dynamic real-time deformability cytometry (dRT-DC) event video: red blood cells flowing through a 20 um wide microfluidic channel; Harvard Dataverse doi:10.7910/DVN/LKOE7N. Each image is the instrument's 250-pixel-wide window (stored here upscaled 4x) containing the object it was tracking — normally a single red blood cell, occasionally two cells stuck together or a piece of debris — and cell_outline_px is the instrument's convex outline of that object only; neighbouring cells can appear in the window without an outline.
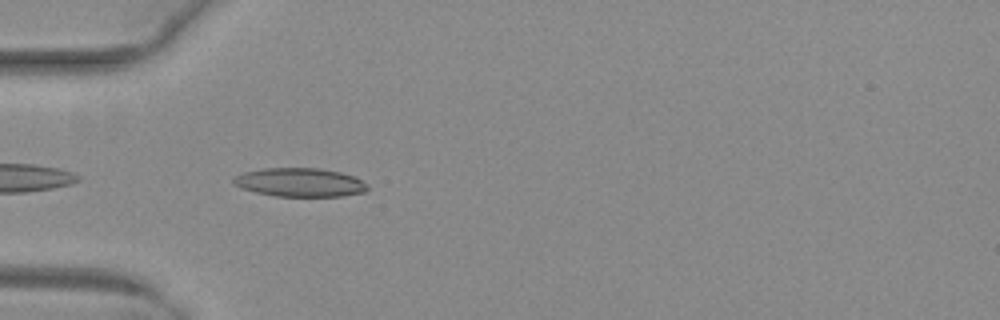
{"species": "common noctule bat (a hibernating species)", "species_latin": "Nyctalus noctula", "temperature_condition": "warm", "stored_images_in_passage": 8, "camera_frame_rate_fps": 3000, "um_per_image_px": 0.085, "animal": {"sex": "female", "body_mass_g": 29.2, "forearm_length_mm": 56.3}, "frame": {"image": 1, "passage_image": 2, "time_ms": 0.333, "image_size_px": [1000, 320], "cell_outline_px": [[368, 188], [364, 192], [344, 196], [276, 196], [256, 192], [232, 184], [232, 176], [244, 172], [264, 168], [320, 168], [340, 172], [356, 176], [368, 184]], "centroid_in_image_um": [25.5, 15.49], "position_along_channel_um": 59.5, "area_um2": 22.54}}
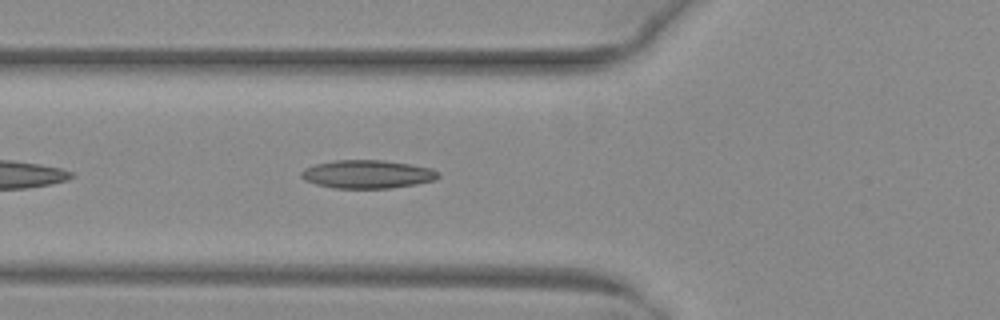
{"frame": {"image": 2, "passage_image": 5, "time_ms": 1.333, "image_size_px": [1000, 320], "cell_outline_px": [[440, 176], [436, 180], [416, 184], [392, 188], [332, 188], [316, 184], [304, 180], [300, 176], [300, 172], [304, 168], [316, 164], [336, 160], [384, 160], [432, 168], [440, 172]], "centroid_in_image_um": [31.24, 14.81], "position_along_channel_um": 94.6, "area_um2": 22.72}}